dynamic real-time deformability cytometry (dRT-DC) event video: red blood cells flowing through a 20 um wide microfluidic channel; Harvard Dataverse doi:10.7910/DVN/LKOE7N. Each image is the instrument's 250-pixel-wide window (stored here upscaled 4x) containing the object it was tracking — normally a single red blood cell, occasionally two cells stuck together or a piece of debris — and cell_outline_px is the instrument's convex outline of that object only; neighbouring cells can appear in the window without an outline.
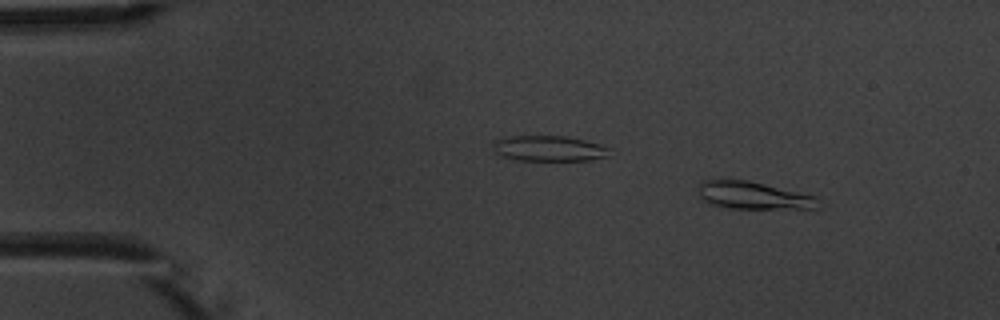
{"species": "common noctule bat (a hibernating species)", "species_latin": "Nyctalus noctula", "temperature_condition": "warm", "stored_images_in_passage": 6, "camera_frame_rate_fps": 3000, "um_per_image_px": 0.085, "animal": {"sex": "male", "body_mass_g": 20.1, "forearm_length_mm": 53.5}, "frame": {"image": 1, "passage_image": 2, "time_ms": 1.333, "image_size_px": [1000, 320], "cell_outline_px": [[816, 208], [720, 208], [708, 204], [700, 196], [700, 184], [704, 180], [748, 180], [816, 196]], "centroid_in_image_um": [63.97, 16.62], "position_along_channel_um": 21.0, "area_um2": 18.84}}